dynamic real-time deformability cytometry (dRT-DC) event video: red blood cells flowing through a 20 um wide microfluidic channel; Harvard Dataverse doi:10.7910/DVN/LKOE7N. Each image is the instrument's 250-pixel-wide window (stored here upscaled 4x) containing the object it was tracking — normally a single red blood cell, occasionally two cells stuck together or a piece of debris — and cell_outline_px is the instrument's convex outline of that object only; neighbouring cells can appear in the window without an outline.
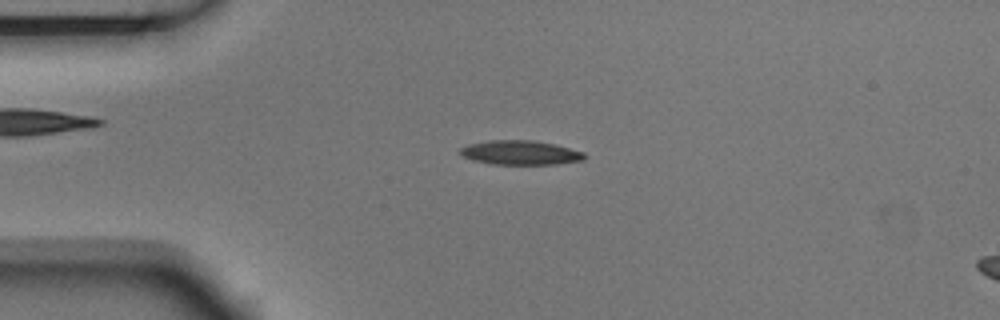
{"species": "Egyptian fruit bat (a non-hibernating species)", "species_latin": "Rousettus aegyptiacus", "temperature_condition": "room temperature", "stored_images_in_passage": 5, "segment_of_instrument_passage": [1, 2], "camera_frame_rate_fps": 3000, "um_per_image_px": 0.085, "animal": {"sex": "male"}, "frame": {"image": 1, "passage_image": 3, "time_ms": 0.667, "image_size_px": [1000, 320], "cell_outline_px": [[584, 160], [556, 164], [492, 164], [472, 160], [464, 156], [460, 152], [460, 148], [468, 144], [488, 140], [532, 140], [556, 144], [584, 152]], "centroid_in_image_um": [44.23, 12.97], "position_along_channel_um": 40.8, "area_um2": 17.57}}